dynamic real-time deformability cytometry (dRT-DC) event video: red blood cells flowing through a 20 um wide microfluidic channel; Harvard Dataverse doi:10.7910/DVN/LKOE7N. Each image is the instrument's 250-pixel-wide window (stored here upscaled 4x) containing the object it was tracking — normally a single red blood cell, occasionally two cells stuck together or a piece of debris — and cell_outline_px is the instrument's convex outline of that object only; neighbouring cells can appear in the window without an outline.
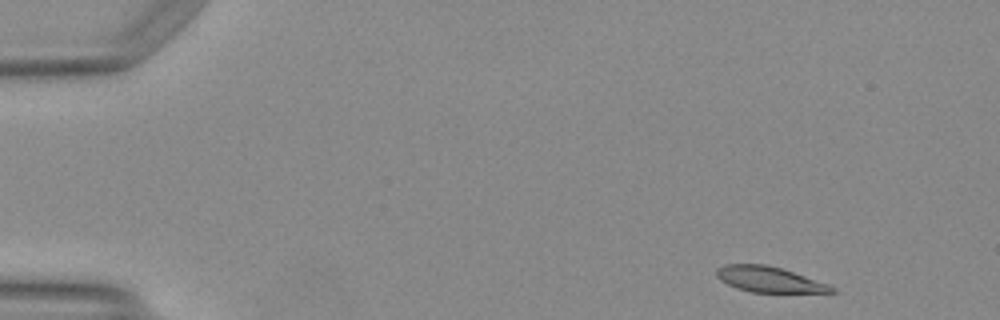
{"species": "Egyptian fruit bat (a non-hibernating species)", "species_latin": "Rousettus aegyptiacus", "temperature_condition": "warm", "stored_images_in_passage": 45, "camera_frame_rate_fps": 3000, "um_per_image_px": 0.085, "animal": {"sex": "female"}, "frame": {"image": 1, "passage_image": 1, "time_ms": 0.0, "image_size_px": [1000, 320], "cell_outline_px": [[836, 292], [752, 292], [736, 288], [720, 280], [716, 276], [716, 268], [724, 264], [764, 264], [780, 268], [828, 284], [836, 288]], "centroid_in_image_um": [65.33, 23.75], "position_along_channel_um": 19.7, "area_um2": 16.94}}
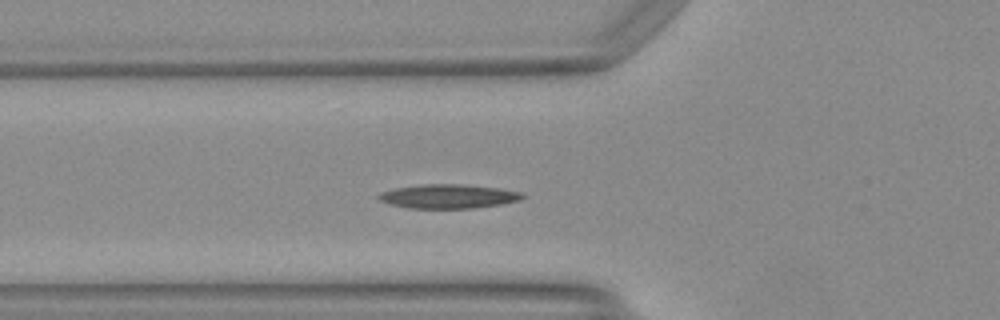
{"frame": {"image": 2, "passage_image": 14, "time_ms": 4.333, "image_size_px": [1000, 320], "cell_outline_px": [[528, 196], [520, 200], [500, 204], [472, 208], [408, 208], [388, 204], [380, 200], [376, 196], [380, 192], [396, 188], [420, 184], [460, 184], [500, 188], [520, 192]], "centroid_in_image_um": [38.1, 16.68], "position_along_channel_um": 87.7, "area_um2": 20.23}}
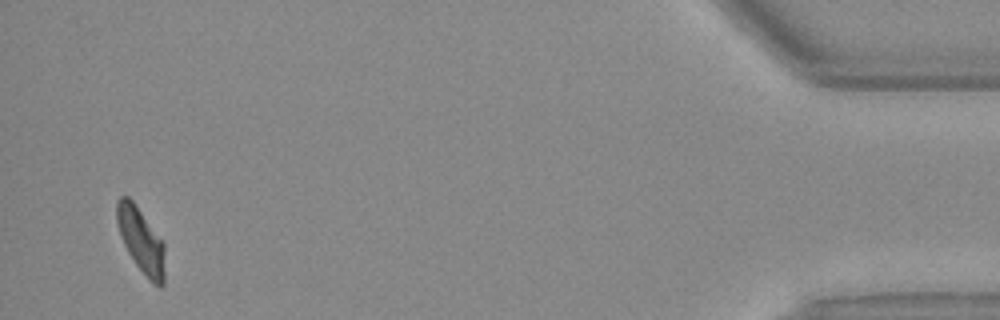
{"frame": {"image": 3, "passage_image": 44, "time_ms": 14.333, "image_size_px": [1000, 320], "cell_outline_px": [[164, 284], [160, 288], [152, 284], [136, 264], [128, 252], [120, 236], [116, 220], [116, 200], [120, 196], [128, 196], [136, 204], [164, 244]], "centroid_in_image_um": [11.97, 20.43], "position_along_channel_um": 423.2, "area_um2": 18.15}}